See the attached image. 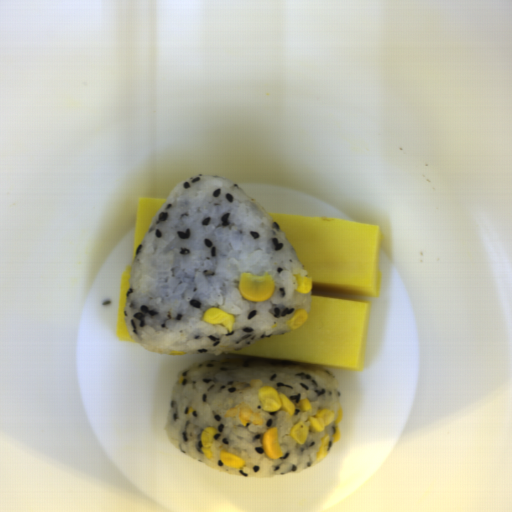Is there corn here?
<instances>
[{
    "instance_id": "corn-7",
    "label": "corn",
    "mask_w": 512,
    "mask_h": 512,
    "mask_svg": "<svg viewBox=\"0 0 512 512\" xmlns=\"http://www.w3.org/2000/svg\"><path fill=\"white\" fill-rule=\"evenodd\" d=\"M217 434L216 428L213 426H205L200 435L201 448L200 451L206 459L212 460L211 447L214 442V436Z\"/></svg>"
},
{
    "instance_id": "corn-12",
    "label": "corn",
    "mask_w": 512,
    "mask_h": 512,
    "mask_svg": "<svg viewBox=\"0 0 512 512\" xmlns=\"http://www.w3.org/2000/svg\"><path fill=\"white\" fill-rule=\"evenodd\" d=\"M342 421H343V410H342V407H339L337 414H336L335 422H334L335 431L332 436L333 443H336L341 438V429H340L339 425L341 424Z\"/></svg>"
},
{
    "instance_id": "corn-3",
    "label": "corn",
    "mask_w": 512,
    "mask_h": 512,
    "mask_svg": "<svg viewBox=\"0 0 512 512\" xmlns=\"http://www.w3.org/2000/svg\"><path fill=\"white\" fill-rule=\"evenodd\" d=\"M257 396L262 409L268 413L284 412L291 416L296 414L295 405L291 399L282 392H278L276 388L262 387L258 390Z\"/></svg>"
},
{
    "instance_id": "corn-4",
    "label": "corn",
    "mask_w": 512,
    "mask_h": 512,
    "mask_svg": "<svg viewBox=\"0 0 512 512\" xmlns=\"http://www.w3.org/2000/svg\"><path fill=\"white\" fill-rule=\"evenodd\" d=\"M261 443L268 459H279L283 456L277 426L268 428L261 434Z\"/></svg>"
},
{
    "instance_id": "corn-10",
    "label": "corn",
    "mask_w": 512,
    "mask_h": 512,
    "mask_svg": "<svg viewBox=\"0 0 512 512\" xmlns=\"http://www.w3.org/2000/svg\"><path fill=\"white\" fill-rule=\"evenodd\" d=\"M309 314L305 308L298 309L295 314L286 322V325L291 329L301 328L308 320Z\"/></svg>"
},
{
    "instance_id": "corn-6",
    "label": "corn",
    "mask_w": 512,
    "mask_h": 512,
    "mask_svg": "<svg viewBox=\"0 0 512 512\" xmlns=\"http://www.w3.org/2000/svg\"><path fill=\"white\" fill-rule=\"evenodd\" d=\"M202 321L205 323L213 324V325H221L224 326L228 332H233L235 318L234 315L227 313L221 309L217 308H209L204 316Z\"/></svg>"
},
{
    "instance_id": "corn-13",
    "label": "corn",
    "mask_w": 512,
    "mask_h": 512,
    "mask_svg": "<svg viewBox=\"0 0 512 512\" xmlns=\"http://www.w3.org/2000/svg\"><path fill=\"white\" fill-rule=\"evenodd\" d=\"M298 406H299L300 410L304 411V412H311V410H312L311 401H309L307 399H302L299 402Z\"/></svg>"
},
{
    "instance_id": "corn-11",
    "label": "corn",
    "mask_w": 512,
    "mask_h": 512,
    "mask_svg": "<svg viewBox=\"0 0 512 512\" xmlns=\"http://www.w3.org/2000/svg\"><path fill=\"white\" fill-rule=\"evenodd\" d=\"M329 442H330V434H325L320 439V448L317 451L316 461H320L321 459H325L328 451H329Z\"/></svg>"
},
{
    "instance_id": "corn-5",
    "label": "corn",
    "mask_w": 512,
    "mask_h": 512,
    "mask_svg": "<svg viewBox=\"0 0 512 512\" xmlns=\"http://www.w3.org/2000/svg\"><path fill=\"white\" fill-rule=\"evenodd\" d=\"M224 417H238L242 426H246L247 423H251L252 425L262 426L263 419L260 413L257 411L251 410L245 404H239L233 408H229Z\"/></svg>"
},
{
    "instance_id": "corn-2",
    "label": "corn",
    "mask_w": 512,
    "mask_h": 512,
    "mask_svg": "<svg viewBox=\"0 0 512 512\" xmlns=\"http://www.w3.org/2000/svg\"><path fill=\"white\" fill-rule=\"evenodd\" d=\"M335 413L329 409H320L315 415H310L307 420L309 425L303 421L297 422L291 428L288 437L293 438L299 445H303L309 435V433H316L323 431L334 420Z\"/></svg>"
},
{
    "instance_id": "corn-8",
    "label": "corn",
    "mask_w": 512,
    "mask_h": 512,
    "mask_svg": "<svg viewBox=\"0 0 512 512\" xmlns=\"http://www.w3.org/2000/svg\"><path fill=\"white\" fill-rule=\"evenodd\" d=\"M220 460L223 462L224 465H226L228 468H236L241 469L244 467L245 461L241 457L235 455L234 453L222 449L219 453Z\"/></svg>"
},
{
    "instance_id": "corn-1",
    "label": "corn",
    "mask_w": 512,
    "mask_h": 512,
    "mask_svg": "<svg viewBox=\"0 0 512 512\" xmlns=\"http://www.w3.org/2000/svg\"><path fill=\"white\" fill-rule=\"evenodd\" d=\"M238 290L247 301L262 302L273 296L274 278L267 272L262 276L244 272L240 275Z\"/></svg>"
},
{
    "instance_id": "corn-14",
    "label": "corn",
    "mask_w": 512,
    "mask_h": 512,
    "mask_svg": "<svg viewBox=\"0 0 512 512\" xmlns=\"http://www.w3.org/2000/svg\"><path fill=\"white\" fill-rule=\"evenodd\" d=\"M169 354H170L171 356H184V355H186V353H185V352L178 351V350H177V351H171Z\"/></svg>"
},
{
    "instance_id": "corn-9",
    "label": "corn",
    "mask_w": 512,
    "mask_h": 512,
    "mask_svg": "<svg viewBox=\"0 0 512 512\" xmlns=\"http://www.w3.org/2000/svg\"><path fill=\"white\" fill-rule=\"evenodd\" d=\"M293 277L296 280L295 291L306 294L313 290V278L305 277L301 273H296Z\"/></svg>"
}]
</instances>
